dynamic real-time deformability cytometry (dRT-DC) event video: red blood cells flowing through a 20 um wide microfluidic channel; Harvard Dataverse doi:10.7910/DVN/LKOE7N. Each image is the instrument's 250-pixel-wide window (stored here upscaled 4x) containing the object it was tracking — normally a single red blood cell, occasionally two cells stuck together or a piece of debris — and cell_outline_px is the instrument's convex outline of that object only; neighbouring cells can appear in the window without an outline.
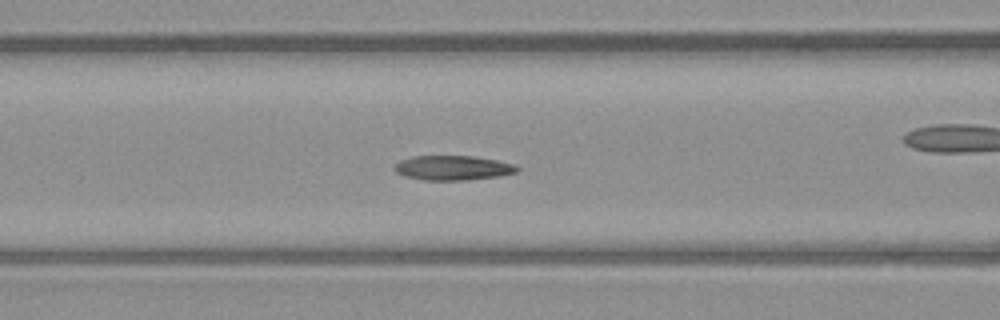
{"species": "common noctule bat (a hibernating species)", "species_latin": "Nyctalus noctula", "temperature_condition": "warm", "stored_images_in_passage": 36, "camera_frame_rate_fps": 3000, "um_per_image_px": 0.085, "animal": {"sex": "male", "body_mass_g": 23.1, "forearm_length_mm": 52.7}, "frame": {"image": 1, "passage_image": 5, "time_ms": 1.333, "image_size_px": [1000, 320], "cell_outline_px": [[520, 168], [516, 172], [500, 176], [468, 180], [424, 180], [404, 176], [396, 172], [392, 168], [400, 160], [412, 156], [476, 156], [516, 164]], "centroid_in_image_um": [38.5, 14.27], "position_along_channel_um": 128.1, "area_um2": 17.74}}
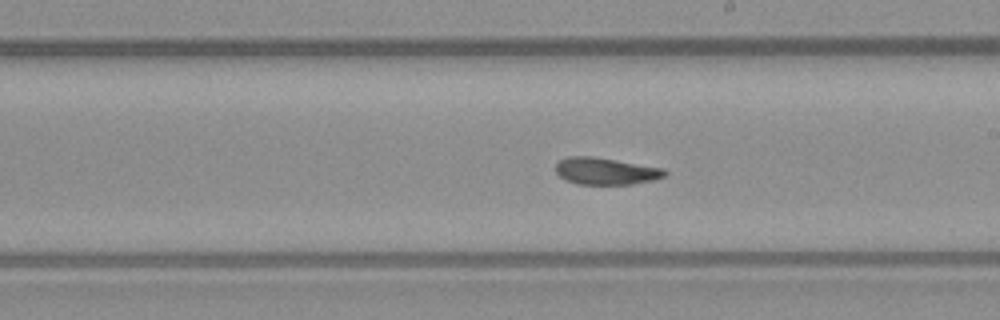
{"frame": {"image": 2, "passage_image": 13, "time_ms": 4.0, "image_size_px": [1000, 320], "cell_outline_px": [[668, 172], [664, 176], [652, 180], [632, 184], [576, 184], [564, 180], [556, 172], [556, 164], [560, 160], [568, 156], [592, 156], [664, 168]], "centroid_in_image_um": [51.46, 14.54], "position_along_channel_um": 237.5, "area_um2": 17.11}}
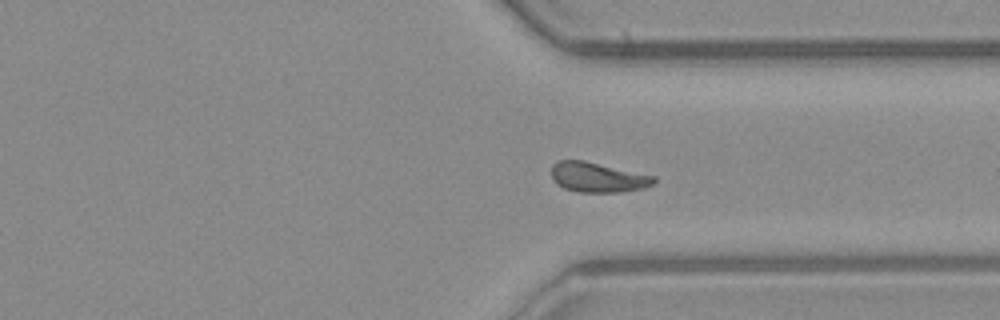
{"frame": {"image": 3, "passage_image": 22, "time_ms": 7.0, "image_size_px": [1000, 320], "cell_outline_px": [[656, 180], [652, 184], [644, 188], [620, 192], [580, 192], [564, 188], [556, 184], [552, 180], [552, 164], [556, 160], [584, 160], [656, 176]], "centroid_in_image_um": [50.79, 15.06], "position_along_channel_um": 360.6, "area_um2": 17.98}}